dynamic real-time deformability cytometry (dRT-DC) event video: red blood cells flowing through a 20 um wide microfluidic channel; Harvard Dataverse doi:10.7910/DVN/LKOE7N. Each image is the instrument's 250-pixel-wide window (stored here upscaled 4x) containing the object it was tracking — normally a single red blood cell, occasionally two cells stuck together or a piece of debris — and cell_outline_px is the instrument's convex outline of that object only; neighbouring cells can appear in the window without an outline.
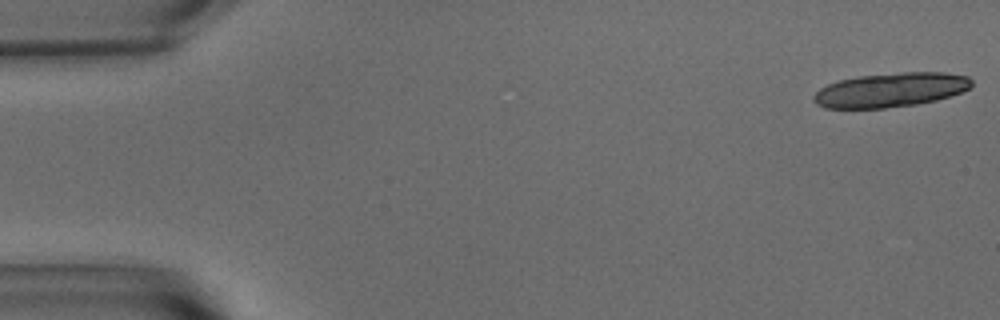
{"species": "common noctule bat (a hibernating species)", "species_latin": "Nyctalus noctula", "temperature_condition": "warm", "stored_images_in_passage": 19, "camera_frame_rate_fps": 3000, "um_per_image_px": 0.085, "animal": {"sex": "male", "body_mass_g": 15.6}, "frame": {"image": 1, "passage_image": 1, "time_ms": 0.0, "image_size_px": [1000, 320], "cell_outline_px": [[972, 84], [968, 88], [960, 92], [936, 100], [916, 104], [884, 108], [824, 108], [816, 104], [812, 100], [812, 96], [820, 88], [828, 84], [840, 80], [860, 76], [904, 72], [944, 72], [968, 76], [972, 80]], "centroid_in_image_um": [75.68, 7.64], "position_along_channel_um": 9.3, "area_um2": 31.39}}